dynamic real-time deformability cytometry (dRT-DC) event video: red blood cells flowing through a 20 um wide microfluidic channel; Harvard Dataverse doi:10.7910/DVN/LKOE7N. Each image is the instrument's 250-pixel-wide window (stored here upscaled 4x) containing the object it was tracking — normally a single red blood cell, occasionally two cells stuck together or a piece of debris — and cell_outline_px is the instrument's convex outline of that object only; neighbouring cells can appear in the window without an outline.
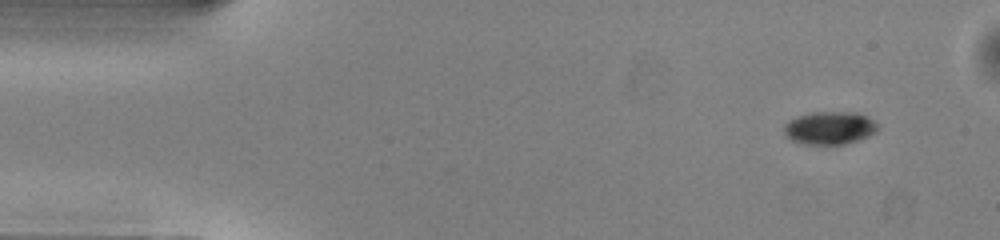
{"species": "common noctule bat (a hibernating species)", "species_latin": "Nyctalus noctula", "temperature_condition": "warm", "stored_images_in_passage": 48, "camera_frame_rate_fps": 3000, "um_per_image_px": 0.085, "animal": {"sex": "male", "body_mass_g": 13.0, "forearm_length_mm": 53.1}, "frame": {"image": 1, "passage_image": 1, "time_ms": 0.0, "image_size_px": [1000, 240], "cell_outline_px": [[876, 132], [868, 136], [844, 144], [804, 144], [792, 140], [784, 136], [784, 124], [788, 120], [812, 112], [856, 112], [872, 120], [876, 124]], "centroid_in_image_um": [70.46, 10.88], "position_along_channel_um": 14.5, "area_um2": 17.74}}
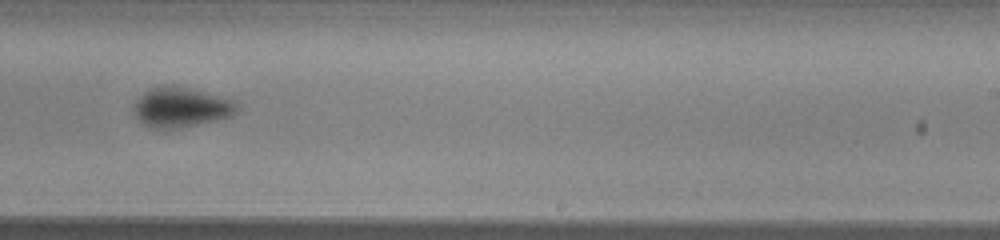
{"frame": {"image": 2, "passage_image": 28, "time_ms": 9.0, "image_size_px": [1000, 240], "cell_outline_px": [[236, 112], [232, 116], [216, 120], [180, 128], [152, 128], [144, 124], [136, 116], [136, 100], [148, 88], [164, 84], [172, 84], [236, 100]], "centroid_in_image_um": [15.4, 9.1], "position_along_channel_um": 273.6, "area_um2": 23.81}}
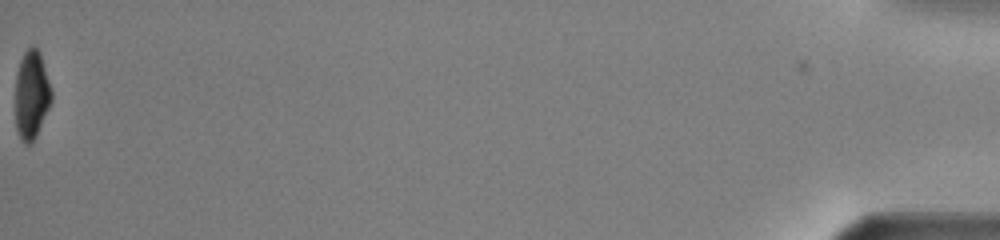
{"frame": {"image": 3, "passage_image": 48, "time_ms": 15.667, "image_size_px": [1000, 240], "cell_outline_px": [[52, 100], [36, 136], [28, 144], [24, 144], [16, 128], [16, 76], [20, 60], [24, 52], [32, 44], [40, 52], [52, 92]], "centroid_in_image_um": [2.68, 8.03], "position_along_channel_um": 432.5, "area_um2": 18.38}, "authors_computed_cell_mechanics": {"area_um2": 21.386, "velocity_mm_per_s": 4.045, "shape_relaxation_time_tau1_ms": 2.2582, "shape_relaxation_time_tau2_ms": 6.1995, "deformation_change_tau1": 0.1352, "deformation_change_tau2": 0.0543}}